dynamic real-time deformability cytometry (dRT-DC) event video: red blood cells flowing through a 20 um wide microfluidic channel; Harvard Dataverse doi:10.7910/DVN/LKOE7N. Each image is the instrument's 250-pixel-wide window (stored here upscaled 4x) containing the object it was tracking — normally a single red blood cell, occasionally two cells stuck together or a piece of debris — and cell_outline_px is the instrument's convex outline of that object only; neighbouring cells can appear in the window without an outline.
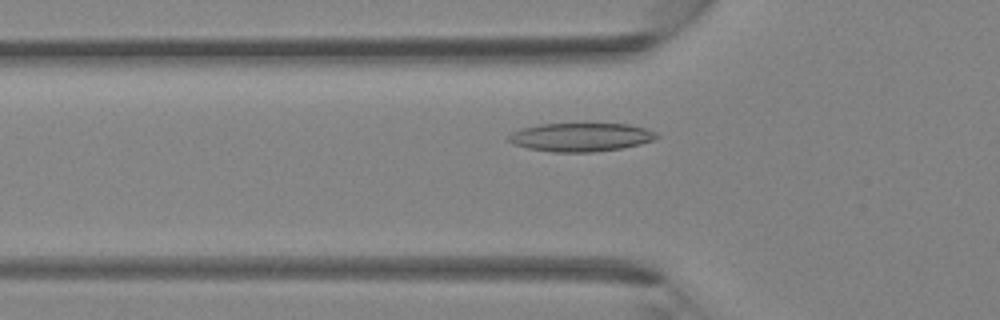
{"species": "Egyptian fruit bat (a non-hibernating species)", "species_latin": "Rousettus aegyptiacus", "temperature_condition": "room temperature", "stored_images_in_passage": 38, "camera_frame_rate_fps": 3000, "um_per_image_px": 0.085, "animal": {"sex": "female"}, "frame": {"image": 1, "passage_image": 12, "time_ms": 3.667, "image_size_px": [1000, 320], "cell_outline_px": [[660, 136], [652, 140], [640, 144], [620, 148], [592, 152], [552, 152], [528, 148], [512, 144], [508, 140], [508, 136], [512, 132], [520, 128], [540, 124], [628, 124], [644, 128], [656, 132]], "centroid_in_image_um": [49.33, 11.66], "position_along_channel_um": 76.5, "area_um2": 24.51}}
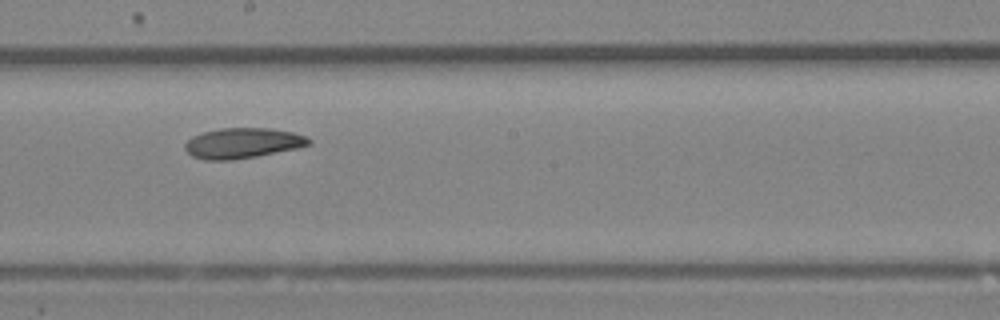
{"frame": {"image": 2, "passage_image": 21, "time_ms": 6.667, "image_size_px": [1000, 320], "cell_outline_px": [[312, 144], [296, 148], [256, 156], [232, 160], [204, 160], [192, 156], [184, 148], [184, 144], [192, 136], [204, 132], [220, 128], [268, 128], [292, 132], [304, 136], [312, 140]], "centroid_in_image_um": [20.6, 12.16], "position_along_channel_um": 227.6, "area_um2": 21.79}}
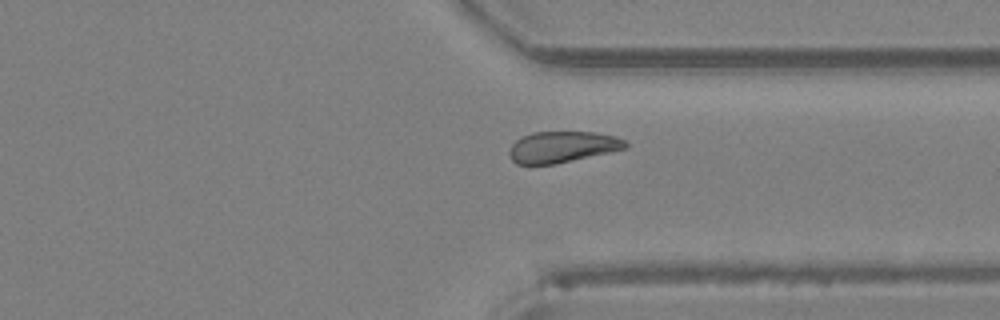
{"frame": {"image": 3, "passage_image": 29, "time_ms": 9.333, "image_size_px": [1000, 320], "cell_outline_px": [[628, 148], [552, 164], [516, 164], [512, 160], [508, 152], [512, 144], [516, 140], [532, 132], [596, 132], [616, 136], [624, 140], [628, 144]], "centroid_in_image_um": [47.8, 12.48], "position_along_channel_um": 363.6, "area_um2": 20.92}}